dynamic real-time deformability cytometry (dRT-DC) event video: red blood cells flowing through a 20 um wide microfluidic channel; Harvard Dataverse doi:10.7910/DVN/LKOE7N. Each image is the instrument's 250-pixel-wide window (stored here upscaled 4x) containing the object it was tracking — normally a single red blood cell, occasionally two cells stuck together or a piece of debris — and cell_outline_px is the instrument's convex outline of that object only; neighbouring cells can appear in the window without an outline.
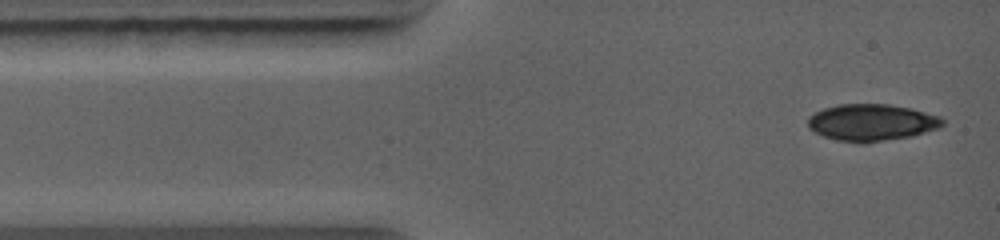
{"species": "common noctule bat (a hibernating species)", "species_latin": "Nyctalus noctula", "temperature_condition": "warm", "stored_images_in_passage": 5, "camera_frame_rate_fps": 5000, "um_per_image_px": 0.085, "animal": {"sex": "female", "body_mass_g": 19.0, "forearm_length_mm": 56.7}, "frame": {"image": 1, "passage_image": 1, "time_ms": 0.0, "image_size_px": [1000, 240], "cell_outline_px": [[944, 124], [936, 128], [912, 136], [864, 144], [836, 140], [824, 136], [808, 128], [808, 116], [824, 108], [840, 104], [888, 104], [912, 108], [940, 116], [944, 120]], "centroid_in_image_um": [74.08, 10.41], "position_along_channel_um": 10.9, "area_um2": 28.96}}